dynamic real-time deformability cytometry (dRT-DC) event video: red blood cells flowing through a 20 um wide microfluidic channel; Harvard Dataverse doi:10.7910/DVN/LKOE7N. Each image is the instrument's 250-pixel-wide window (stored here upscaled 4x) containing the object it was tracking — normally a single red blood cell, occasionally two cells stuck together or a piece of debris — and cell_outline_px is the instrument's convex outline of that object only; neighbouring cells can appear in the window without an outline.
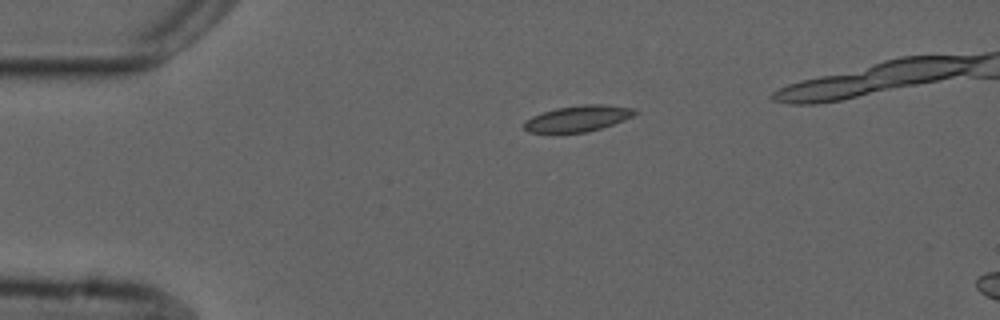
{"species": "common noctule bat (a hibernating species)", "species_latin": "Nyctalus noctula", "temperature_condition": "cold", "stored_images_in_passage": 5, "camera_frame_rate_fps": 3000, "um_per_image_px": 0.085, "animal": {"sex": "male", "forearm_length_mm": 52.5}, "frame": {"image": 1, "passage_image": 5, "time_ms": 4.667, "image_size_px": [1000, 320], "cell_outline_px": [[640, 112], [624, 120], [588, 132], [528, 132], [524, 128], [524, 120], [532, 116], [556, 108], [584, 104], [604, 104], [632, 108]], "centroid_in_image_um": [49.13, 10.06], "position_along_channel_um": 35.9, "area_um2": 16.65}}